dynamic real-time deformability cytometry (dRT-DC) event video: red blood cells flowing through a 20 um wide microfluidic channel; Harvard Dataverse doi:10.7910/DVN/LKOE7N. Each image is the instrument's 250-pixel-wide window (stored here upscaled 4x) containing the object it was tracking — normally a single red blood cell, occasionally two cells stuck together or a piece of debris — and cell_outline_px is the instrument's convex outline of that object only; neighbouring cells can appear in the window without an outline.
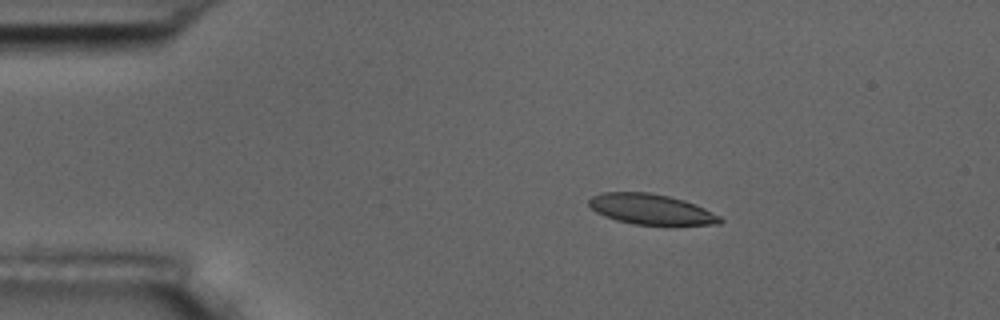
{"species": "common noctule bat (a hibernating species)", "species_latin": "Nyctalus noctula", "temperature_condition": "room temperature", "stored_images_in_passage": 3, "camera_frame_rate_fps": 3000, "um_per_image_px": 0.085, "animal": {"sex": "male", "body_mass_g": 17.5, "forearm_length_mm": 52.3}, "frame": {"image": 1, "passage_image": 1, "time_ms": 0.0, "image_size_px": [1000, 320], "cell_outline_px": [[724, 220], [720, 224], [632, 224], [616, 220], [604, 216], [596, 212], [588, 204], [588, 200], [592, 196], [600, 192], [648, 192], [668, 196], [684, 200], [696, 204], [720, 216]], "centroid_in_image_um": [55.31, 17.77], "position_along_channel_um": 29.7, "area_um2": 23.12}}